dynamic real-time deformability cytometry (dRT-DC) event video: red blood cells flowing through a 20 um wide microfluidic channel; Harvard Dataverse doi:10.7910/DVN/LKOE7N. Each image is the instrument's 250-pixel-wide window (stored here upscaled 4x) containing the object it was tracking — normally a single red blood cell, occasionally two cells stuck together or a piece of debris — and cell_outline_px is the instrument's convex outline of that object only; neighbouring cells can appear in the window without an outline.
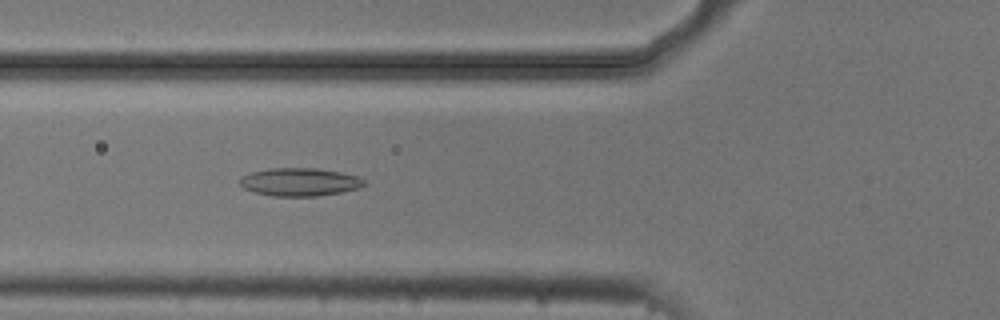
{"species": "common noctule bat (a hibernating species)", "species_latin": "Nyctalus noctula", "temperature_condition": "cold", "stored_images_in_passage": 54, "camera_frame_rate_fps": 3000, "um_per_image_px": 0.085, "animal": {"sex": "male", "body_mass_g": 20.5, "forearm_length_mm": 52.5}, "frame": {"image": 1, "passage_image": 20, "time_ms": 6.333, "image_size_px": [1000, 320], "cell_outline_px": [[368, 184], [360, 188], [340, 192], [316, 196], [272, 196], [256, 192], [244, 188], [240, 184], [240, 176], [252, 172], [272, 168], [316, 168], [340, 172], [360, 176]], "centroid_in_image_um": [25.51, 15.46], "position_along_channel_um": 100.3, "area_um2": 20.35}}
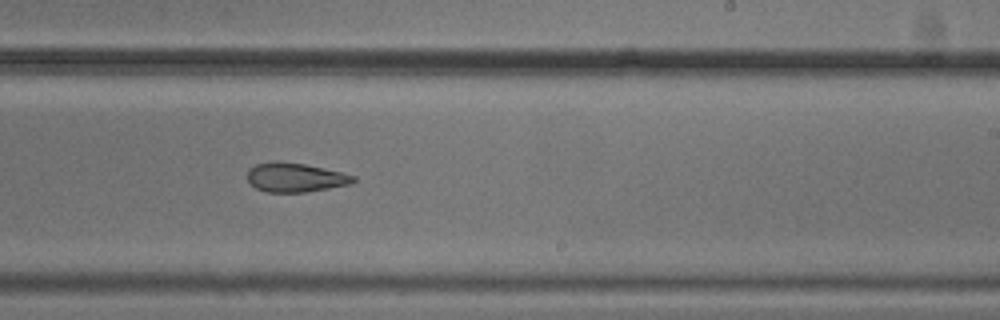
{"frame": {"image": 2, "passage_image": 33, "time_ms": 10.667, "image_size_px": [1000, 320], "cell_outline_px": [[356, 180], [352, 184], [304, 192], [268, 192], [256, 188], [248, 180], [248, 168], [256, 164], [272, 160], [280, 160], [304, 164], [324, 168], [356, 176]], "centroid_in_image_um": [25.09, 15.06], "position_along_channel_um": 263.9, "area_um2": 18.09}}
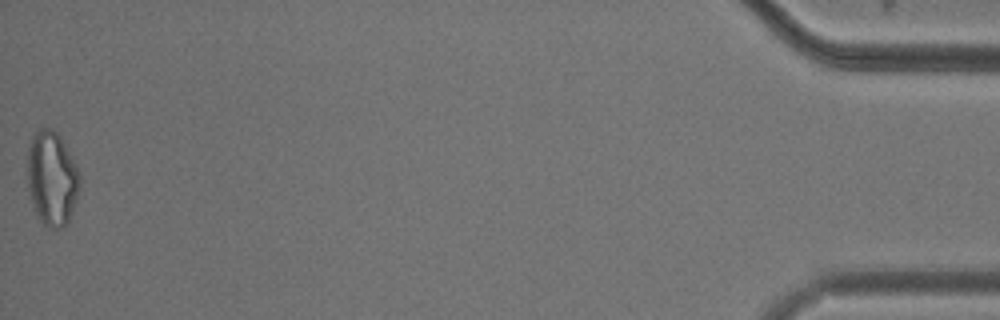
{"frame": {"image": 3, "passage_image": 54, "time_ms": 17.667, "image_size_px": [1000, 320], "cell_outline_px": [[80, 184], [76, 200], [72, 212], [68, 220], [60, 228], [48, 228], [40, 220], [36, 212], [28, 188], [28, 148], [32, 136], [36, 128], [52, 128], [60, 136], [76, 164], [80, 176]], "centroid_in_image_um": [4.41, 15.12], "position_along_channel_um": 430.8, "area_um2": 28.61}, "authors_computed_cell_mechanics": {"area_um2": 21.5016, "velocity_mm_per_s": 3.7706, "shape_relaxation_time_tau1_ms": null, "shape_relaxation_time_tau2_ms": 5.5397, "deformation_change_tau1": null, "deformation_change_tau2": 0.1381}}